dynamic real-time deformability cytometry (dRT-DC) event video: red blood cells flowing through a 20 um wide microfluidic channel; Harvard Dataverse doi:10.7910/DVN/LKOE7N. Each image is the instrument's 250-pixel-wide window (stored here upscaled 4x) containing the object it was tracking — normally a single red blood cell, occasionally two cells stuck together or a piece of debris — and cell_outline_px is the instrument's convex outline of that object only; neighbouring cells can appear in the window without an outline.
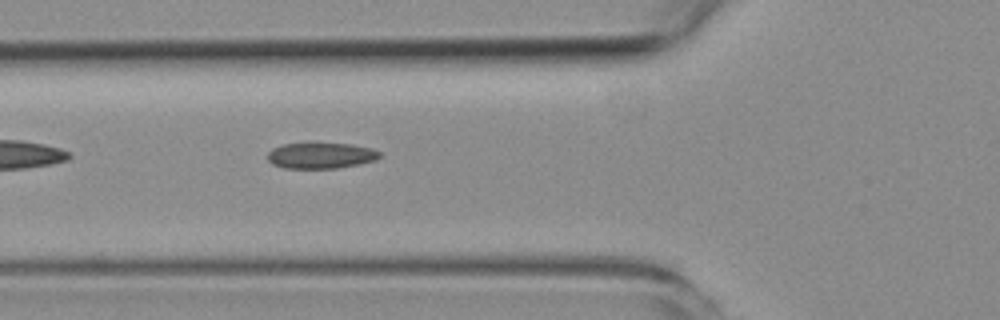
{"species": "common noctule bat (a hibernating species)", "species_latin": "Nyctalus noctula", "temperature_condition": "room temperature", "stored_images_in_passage": 5, "camera_frame_rate_fps": 3000, "um_per_image_px": 0.085, "animal": {"sex": "female", "body_mass_g": 19.3, "forearm_length_mm": 54.1}, "frame": {"image": 1, "passage_image": 5, "time_ms": 4.667, "image_size_px": [1000, 320], "cell_outline_px": [[380, 156], [376, 160], [336, 168], [284, 168], [272, 164], [268, 160], [268, 152], [272, 148], [284, 144], [308, 140], [352, 144], [372, 148], [380, 152]], "centroid_in_image_um": [27.23, 13.16], "position_along_channel_um": 98.6, "area_um2": 17.63}}